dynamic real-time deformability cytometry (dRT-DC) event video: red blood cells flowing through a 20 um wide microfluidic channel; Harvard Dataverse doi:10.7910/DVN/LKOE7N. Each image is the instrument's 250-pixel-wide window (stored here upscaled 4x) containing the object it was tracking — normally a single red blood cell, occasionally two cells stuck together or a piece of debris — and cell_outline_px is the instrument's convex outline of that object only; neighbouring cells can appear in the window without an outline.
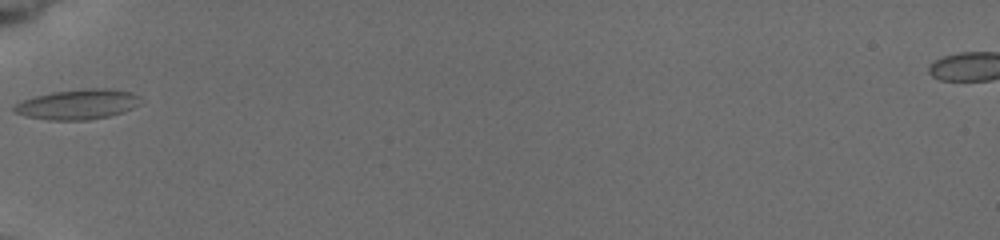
{"species": "common noctule bat (a hibernating species)", "species_latin": "Nyctalus noctula", "temperature_condition": "cold", "stored_images_in_passage": 6, "camera_frame_rate_fps": 3000, "um_per_image_px": 0.085, "animal": {"sex": "female", "body_mass_g": 19.5, "forearm_length_mm": 54.1}, "frame": {"image": 1, "passage_image": 3, "time_ms": 2.667, "image_size_px": [1000, 240], "cell_outline_px": [[140, 96], [136, 104], [132, 108], [108, 116], [88, 120], [48, 120], [28, 116], [16, 112], [12, 108], [20, 100], [32, 96], [52, 92], [80, 88], [108, 88], [132, 92]], "centroid_in_image_um": [6.56, 8.85], "position_along_channel_um": 78.4, "area_um2": 22.08}}
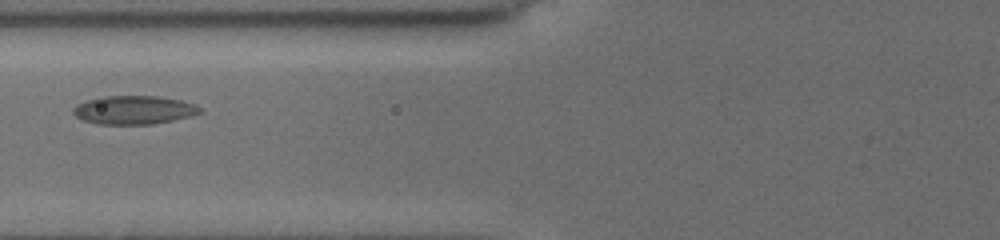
{"frame": {"image": 2, "passage_image": 4, "time_ms": 3.667, "image_size_px": [1000, 240], "cell_outline_px": [[204, 112], [172, 120], [152, 124], [96, 124], [84, 120], [76, 116], [72, 112], [72, 108], [76, 104], [100, 96], [156, 96], [180, 100], [196, 104]], "centroid_in_image_um": [11.36, 9.34], "position_along_channel_um": 114.4, "area_um2": 21.04}}
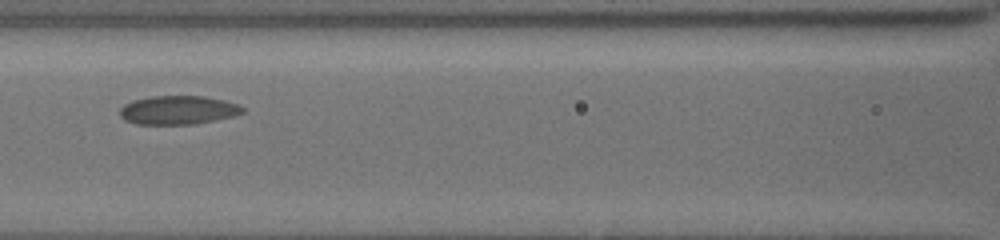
{"frame": {"image": 3, "passage_image": 5, "time_ms": 4.667, "image_size_px": [1000, 240], "cell_outline_px": [[244, 112], [232, 116], [196, 124], [136, 124], [124, 120], [120, 116], [120, 108], [124, 104], [132, 100], [152, 96], [204, 96], [224, 100], [236, 104], [244, 108]], "centroid_in_image_um": [15.1, 9.35], "position_along_channel_um": 151.5, "area_um2": 20.52}}